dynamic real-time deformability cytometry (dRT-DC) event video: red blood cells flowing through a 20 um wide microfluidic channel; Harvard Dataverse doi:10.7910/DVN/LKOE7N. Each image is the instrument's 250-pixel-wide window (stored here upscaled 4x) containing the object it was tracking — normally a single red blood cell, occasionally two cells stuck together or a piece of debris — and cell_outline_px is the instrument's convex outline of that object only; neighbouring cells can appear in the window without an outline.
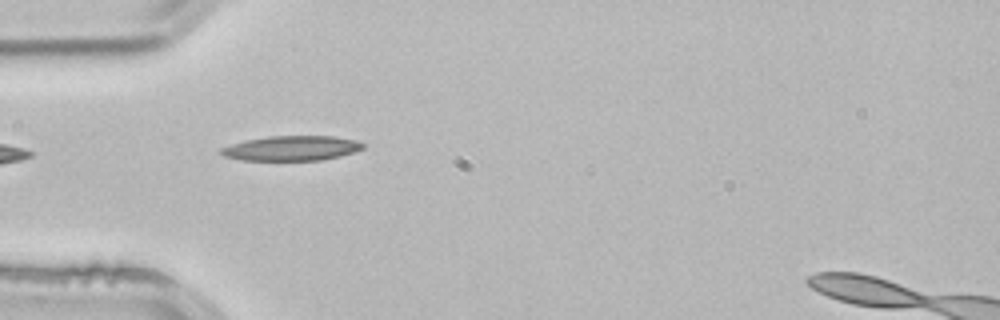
{"species": "common noctule bat (a hibernating species)", "species_latin": "Nyctalus noctula", "temperature_condition": "room temperature", "stored_images_in_passage": 4, "camera_frame_rate_fps": 3000, "um_per_image_px": 0.085, "animal": {"sex": "male", "body_mass_g": 21.5, "forearm_length_mm": 52.0}, "frame": {"image": 1, "passage_image": 3, "time_ms": 0.667, "image_size_px": [1000, 320], "cell_outline_px": [[364, 148], [340, 156], [320, 160], [244, 160], [224, 156], [216, 152], [220, 148], [244, 140], [268, 136], [332, 136], [356, 140], [364, 144]], "centroid_in_image_um": [24.74, 12.59], "position_along_channel_um": 60.3, "area_um2": 20.52}}